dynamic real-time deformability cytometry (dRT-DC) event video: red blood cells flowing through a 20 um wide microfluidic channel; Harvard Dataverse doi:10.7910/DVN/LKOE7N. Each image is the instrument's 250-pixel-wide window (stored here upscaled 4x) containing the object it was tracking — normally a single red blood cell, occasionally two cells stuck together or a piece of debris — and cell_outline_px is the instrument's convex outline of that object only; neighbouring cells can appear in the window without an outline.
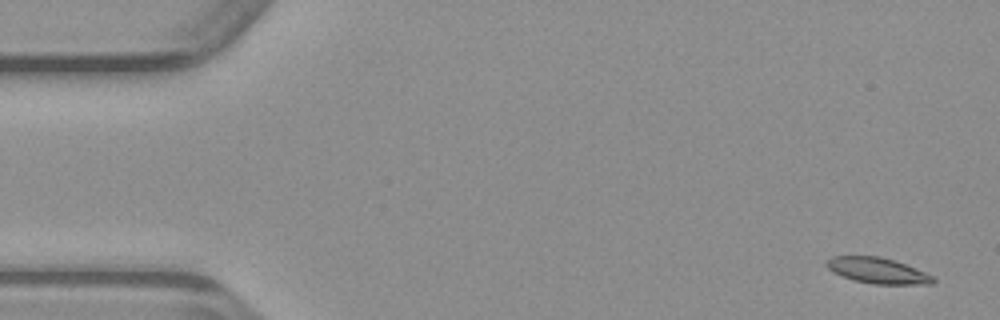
{"species": "common noctule bat (a hibernating species)", "species_latin": "Nyctalus noctula", "temperature_condition": "warm", "stored_images_in_passage": 49, "camera_frame_rate_fps": 3000, "um_per_image_px": 0.085, "animal": {"sex": "male", "body_mass_g": 23.1, "forearm_length_mm": 52.7}, "frame": {"image": 1, "passage_image": 2, "time_ms": 0.333, "image_size_px": [1000, 320], "cell_outline_px": [[936, 280], [932, 284], [876, 284], [856, 280], [832, 272], [824, 264], [832, 256], [880, 256], [896, 260], [916, 268], [932, 276]], "centroid_in_image_um": [74.61, 22.98], "position_along_channel_um": 10.4, "area_um2": 15.9}}
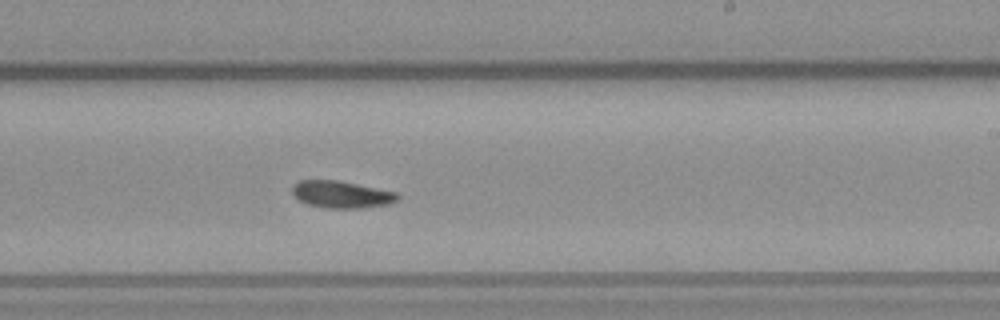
{"frame": {"image": 2, "passage_image": 29, "time_ms": 9.333, "image_size_px": [1000, 320], "cell_outline_px": [[400, 196], [396, 200], [388, 204], [364, 208], [324, 208], [308, 204], [300, 200], [292, 192], [292, 188], [300, 180], [340, 180], [396, 192]], "centroid_in_image_um": [29.05, 16.53], "position_along_channel_um": 260.0, "area_um2": 16.53}}
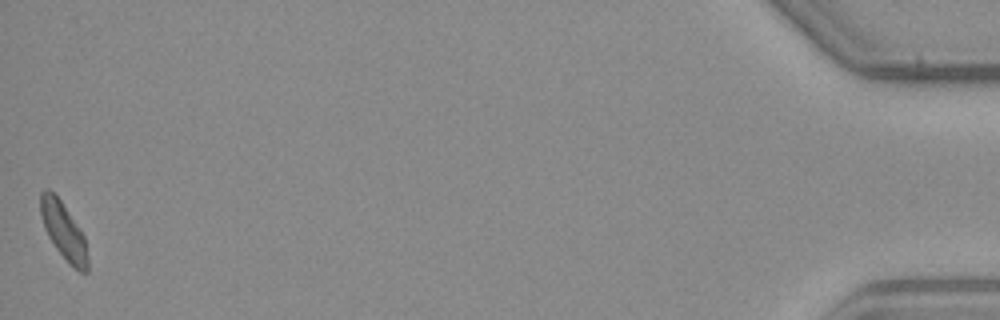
{"frame": {"image": 3, "passage_image": 49, "time_ms": 16.0, "image_size_px": [1000, 320], "cell_outline_px": [[88, 272], [80, 272], [68, 264], [56, 248], [48, 236], [44, 228], [40, 212], [40, 192], [44, 188], [48, 188], [60, 200], [84, 236], [88, 260]], "centroid_in_image_um": [5.38, 19.65], "position_along_channel_um": 429.8, "area_um2": 15.49}}